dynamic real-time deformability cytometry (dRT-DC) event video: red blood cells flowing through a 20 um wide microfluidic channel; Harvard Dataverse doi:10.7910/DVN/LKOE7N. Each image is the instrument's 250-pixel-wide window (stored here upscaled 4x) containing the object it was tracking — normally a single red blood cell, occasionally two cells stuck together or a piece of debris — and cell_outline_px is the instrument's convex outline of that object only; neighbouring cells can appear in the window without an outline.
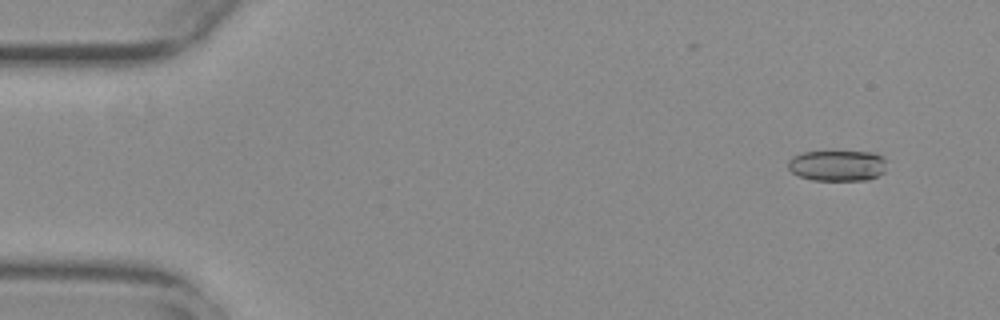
{"species": "common noctule bat (a hibernating species)", "species_latin": "Nyctalus noctula", "temperature_condition": "warm", "stored_images_in_passage": 55, "camera_frame_rate_fps": 3000, "um_per_image_px": 0.085, "animal": {"sex": "female", "body_mass_g": 29.2, "forearm_length_mm": 56.3}, "frame": {"image": 1, "passage_image": 5, "time_ms": 1.333, "image_size_px": [1000, 320], "cell_outline_px": [[884, 172], [868, 180], [812, 180], [800, 176], [792, 172], [788, 168], [788, 160], [792, 156], [804, 152], [872, 152], [884, 156]], "centroid_in_image_um": [71.16, 14.07], "position_along_channel_um": 13.8, "area_um2": 17.63}}
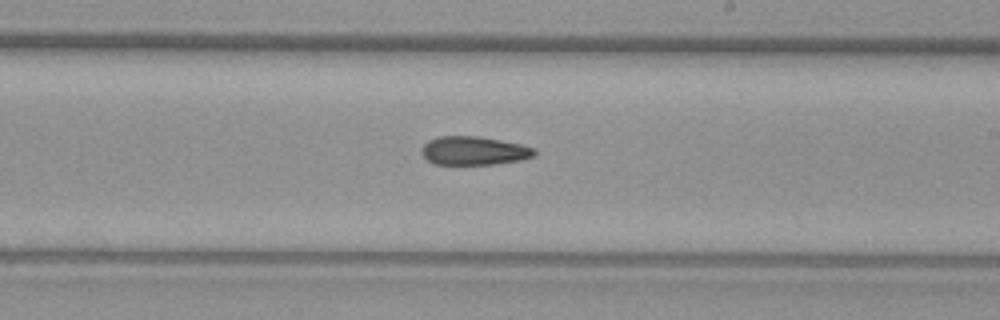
{"frame": {"image": 2, "passage_image": 33, "time_ms": 10.667, "image_size_px": [1000, 320], "cell_outline_px": [[536, 156], [520, 160], [496, 164], [432, 164], [420, 152], [424, 144], [428, 140], [440, 136], [476, 136], [500, 140], [520, 144], [536, 148]], "centroid_in_image_um": [40.29, 12.81], "position_along_channel_um": 248.7, "area_um2": 18.84}}
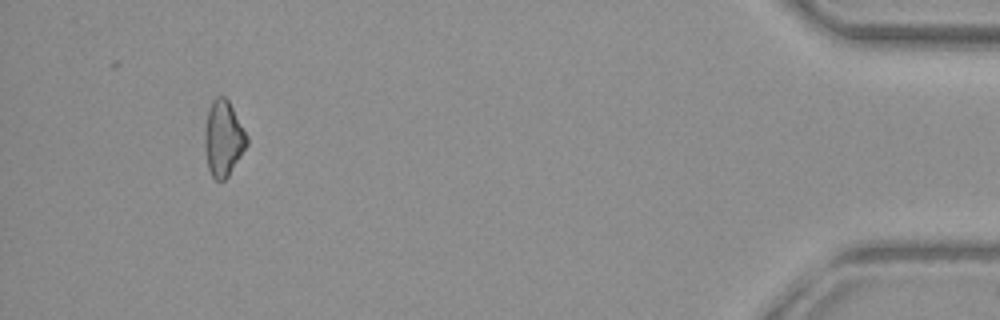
{"frame": {"image": 3, "passage_image": 52, "time_ms": 17.0, "image_size_px": [1000, 320], "cell_outline_px": [[248, 144], [228, 176], [224, 180], [216, 180], [212, 176], [208, 168], [204, 148], [204, 132], [208, 112], [212, 100], [216, 96], [224, 96], [228, 100], [248, 136]], "centroid_in_image_um": [18.97, 11.77], "position_along_channel_um": 416.2, "area_um2": 18.5}}